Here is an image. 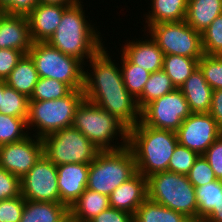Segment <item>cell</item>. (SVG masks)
<instances>
[{
    "label": "cell",
    "mask_w": 222,
    "mask_h": 222,
    "mask_svg": "<svg viewBox=\"0 0 222 222\" xmlns=\"http://www.w3.org/2000/svg\"><path fill=\"white\" fill-rule=\"evenodd\" d=\"M198 156L197 152L178 143L169 160L168 171L187 175Z\"/></svg>",
    "instance_id": "obj_37"
},
{
    "label": "cell",
    "mask_w": 222,
    "mask_h": 222,
    "mask_svg": "<svg viewBox=\"0 0 222 222\" xmlns=\"http://www.w3.org/2000/svg\"><path fill=\"white\" fill-rule=\"evenodd\" d=\"M147 199V178L137 172L109 195L110 207L134 216L138 207Z\"/></svg>",
    "instance_id": "obj_18"
},
{
    "label": "cell",
    "mask_w": 222,
    "mask_h": 222,
    "mask_svg": "<svg viewBox=\"0 0 222 222\" xmlns=\"http://www.w3.org/2000/svg\"><path fill=\"white\" fill-rule=\"evenodd\" d=\"M201 38L204 54L222 56V14L202 31Z\"/></svg>",
    "instance_id": "obj_35"
},
{
    "label": "cell",
    "mask_w": 222,
    "mask_h": 222,
    "mask_svg": "<svg viewBox=\"0 0 222 222\" xmlns=\"http://www.w3.org/2000/svg\"><path fill=\"white\" fill-rule=\"evenodd\" d=\"M136 173L135 159L128 146L100 151L89 164L86 188L109 196Z\"/></svg>",
    "instance_id": "obj_4"
},
{
    "label": "cell",
    "mask_w": 222,
    "mask_h": 222,
    "mask_svg": "<svg viewBox=\"0 0 222 222\" xmlns=\"http://www.w3.org/2000/svg\"><path fill=\"white\" fill-rule=\"evenodd\" d=\"M81 3L83 2L78 0L63 12L60 24L47 42L84 64V59H91L105 45L101 33L86 20Z\"/></svg>",
    "instance_id": "obj_1"
},
{
    "label": "cell",
    "mask_w": 222,
    "mask_h": 222,
    "mask_svg": "<svg viewBox=\"0 0 222 222\" xmlns=\"http://www.w3.org/2000/svg\"><path fill=\"white\" fill-rule=\"evenodd\" d=\"M180 90L186 98L192 113H209L213 89L205 80L199 67L184 82Z\"/></svg>",
    "instance_id": "obj_21"
},
{
    "label": "cell",
    "mask_w": 222,
    "mask_h": 222,
    "mask_svg": "<svg viewBox=\"0 0 222 222\" xmlns=\"http://www.w3.org/2000/svg\"><path fill=\"white\" fill-rule=\"evenodd\" d=\"M202 222H222V191L217 207H214L212 212Z\"/></svg>",
    "instance_id": "obj_46"
},
{
    "label": "cell",
    "mask_w": 222,
    "mask_h": 222,
    "mask_svg": "<svg viewBox=\"0 0 222 222\" xmlns=\"http://www.w3.org/2000/svg\"><path fill=\"white\" fill-rule=\"evenodd\" d=\"M29 135L27 120L0 113V146L18 142Z\"/></svg>",
    "instance_id": "obj_34"
},
{
    "label": "cell",
    "mask_w": 222,
    "mask_h": 222,
    "mask_svg": "<svg viewBox=\"0 0 222 222\" xmlns=\"http://www.w3.org/2000/svg\"><path fill=\"white\" fill-rule=\"evenodd\" d=\"M221 191L222 180L218 179L195 188L198 205L197 220L203 221L212 212L213 208L217 207Z\"/></svg>",
    "instance_id": "obj_31"
},
{
    "label": "cell",
    "mask_w": 222,
    "mask_h": 222,
    "mask_svg": "<svg viewBox=\"0 0 222 222\" xmlns=\"http://www.w3.org/2000/svg\"><path fill=\"white\" fill-rule=\"evenodd\" d=\"M42 155V138L30 133L18 142L0 146V166L21 179Z\"/></svg>",
    "instance_id": "obj_14"
},
{
    "label": "cell",
    "mask_w": 222,
    "mask_h": 222,
    "mask_svg": "<svg viewBox=\"0 0 222 222\" xmlns=\"http://www.w3.org/2000/svg\"><path fill=\"white\" fill-rule=\"evenodd\" d=\"M106 47H103L89 62L90 71H84L83 91H104L112 89H126L119 63L113 62ZM119 68V69H118Z\"/></svg>",
    "instance_id": "obj_15"
},
{
    "label": "cell",
    "mask_w": 222,
    "mask_h": 222,
    "mask_svg": "<svg viewBox=\"0 0 222 222\" xmlns=\"http://www.w3.org/2000/svg\"><path fill=\"white\" fill-rule=\"evenodd\" d=\"M146 31L164 55L188 58H201L204 55L201 33L195 31L185 20L150 25Z\"/></svg>",
    "instance_id": "obj_9"
},
{
    "label": "cell",
    "mask_w": 222,
    "mask_h": 222,
    "mask_svg": "<svg viewBox=\"0 0 222 222\" xmlns=\"http://www.w3.org/2000/svg\"><path fill=\"white\" fill-rule=\"evenodd\" d=\"M39 0H0V6L7 11V14L27 15Z\"/></svg>",
    "instance_id": "obj_43"
},
{
    "label": "cell",
    "mask_w": 222,
    "mask_h": 222,
    "mask_svg": "<svg viewBox=\"0 0 222 222\" xmlns=\"http://www.w3.org/2000/svg\"><path fill=\"white\" fill-rule=\"evenodd\" d=\"M72 126L87 137L100 151L118 150L128 146V128L115 116L85 98L76 108ZM115 136L122 139L121 145L118 142L119 146L112 144Z\"/></svg>",
    "instance_id": "obj_3"
},
{
    "label": "cell",
    "mask_w": 222,
    "mask_h": 222,
    "mask_svg": "<svg viewBox=\"0 0 222 222\" xmlns=\"http://www.w3.org/2000/svg\"><path fill=\"white\" fill-rule=\"evenodd\" d=\"M189 222H202V221H199V220H190Z\"/></svg>",
    "instance_id": "obj_51"
},
{
    "label": "cell",
    "mask_w": 222,
    "mask_h": 222,
    "mask_svg": "<svg viewBox=\"0 0 222 222\" xmlns=\"http://www.w3.org/2000/svg\"><path fill=\"white\" fill-rule=\"evenodd\" d=\"M176 133L179 144L203 155L222 129L209 113H191Z\"/></svg>",
    "instance_id": "obj_12"
},
{
    "label": "cell",
    "mask_w": 222,
    "mask_h": 222,
    "mask_svg": "<svg viewBox=\"0 0 222 222\" xmlns=\"http://www.w3.org/2000/svg\"><path fill=\"white\" fill-rule=\"evenodd\" d=\"M200 58L179 55H164L163 71L176 89H180L189 76L198 68Z\"/></svg>",
    "instance_id": "obj_28"
},
{
    "label": "cell",
    "mask_w": 222,
    "mask_h": 222,
    "mask_svg": "<svg viewBox=\"0 0 222 222\" xmlns=\"http://www.w3.org/2000/svg\"><path fill=\"white\" fill-rule=\"evenodd\" d=\"M177 144L175 131L152 128L141 121L128 129V147L133 153L137 172L146 178L168 171Z\"/></svg>",
    "instance_id": "obj_2"
},
{
    "label": "cell",
    "mask_w": 222,
    "mask_h": 222,
    "mask_svg": "<svg viewBox=\"0 0 222 222\" xmlns=\"http://www.w3.org/2000/svg\"><path fill=\"white\" fill-rule=\"evenodd\" d=\"M83 99V90H73L66 97L56 100L29 101L28 131L33 127V136L44 138L60 129L71 127L76 108Z\"/></svg>",
    "instance_id": "obj_6"
},
{
    "label": "cell",
    "mask_w": 222,
    "mask_h": 222,
    "mask_svg": "<svg viewBox=\"0 0 222 222\" xmlns=\"http://www.w3.org/2000/svg\"><path fill=\"white\" fill-rule=\"evenodd\" d=\"M25 206L21 194L15 198L0 201V222H20Z\"/></svg>",
    "instance_id": "obj_39"
},
{
    "label": "cell",
    "mask_w": 222,
    "mask_h": 222,
    "mask_svg": "<svg viewBox=\"0 0 222 222\" xmlns=\"http://www.w3.org/2000/svg\"><path fill=\"white\" fill-rule=\"evenodd\" d=\"M21 194L20 179L0 166V201Z\"/></svg>",
    "instance_id": "obj_40"
},
{
    "label": "cell",
    "mask_w": 222,
    "mask_h": 222,
    "mask_svg": "<svg viewBox=\"0 0 222 222\" xmlns=\"http://www.w3.org/2000/svg\"><path fill=\"white\" fill-rule=\"evenodd\" d=\"M6 82L3 80H0V107H1V95H3V88L6 86Z\"/></svg>",
    "instance_id": "obj_48"
},
{
    "label": "cell",
    "mask_w": 222,
    "mask_h": 222,
    "mask_svg": "<svg viewBox=\"0 0 222 222\" xmlns=\"http://www.w3.org/2000/svg\"><path fill=\"white\" fill-rule=\"evenodd\" d=\"M147 198L197 220L195 187L187 175L164 171L147 177Z\"/></svg>",
    "instance_id": "obj_5"
},
{
    "label": "cell",
    "mask_w": 222,
    "mask_h": 222,
    "mask_svg": "<svg viewBox=\"0 0 222 222\" xmlns=\"http://www.w3.org/2000/svg\"><path fill=\"white\" fill-rule=\"evenodd\" d=\"M187 177L195 188L216 180L213 169L210 167L203 155H199L195 160V163L187 174Z\"/></svg>",
    "instance_id": "obj_38"
},
{
    "label": "cell",
    "mask_w": 222,
    "mask_h": 222,
    "mask_svg": "<svg viewBox=\"0 0 222 222\" xmlns=\"http://www.w3.org/2000/svg\"><path fill=\"white\" fill-rule=\"evenodd\" d=\"M203 156L213 169L216 179L222 180V134L208 147Z\"/></svg>",
    "instance_id": "obj_41"
},
{
    "label": "cell",
    "mask_w": 222,
    "mask_h": 222,
    "mask_svg": "<svg viewBox=\"0 0 222 222\" xmlns=\"http://www.w3.org/2000/svg\"><path fill=\"white\" fill-rule=\"evenodd\" d=\"M120 54L122 61L120 68L125 88L137 99L142 94L151 73L131 63L122 53Z\"/></svg>",
    "instance_id": "obj_30"
},
{
    "label": "cell",
    "mask_w": 222,
    "mask_h": 222,
    "mask_svg": "<svg viewBox=\"0 0 222 222\" xmlns=\"http://www.w3.org/2000/svg\"><path fill=\"white\" fill-rule=\"evenodd\" d=\"M65 222H75L71 217H69Z\"/></svg>",
    "instance_id": "obj_50"
},
{
    "label": "cell",
    "mask_w": 222,
    "mask_h": 222,
    "mask_svg": "<svg viewBox=\"0 0 222 222\" xmlns=\"http://www.w3.org/2000/svg\"><path fill=\"white\" fill-rule=\"evenodd\" d=\"M28 54L39 77L60 81L73 90H83L85 64L77 58L65 55L48 42H33Z\"/></svg>",
    "instance_id": "obj_7"
},
{
    "label": "cell",
    "mask_w": 222,
    "mask_h": 222,
    "mask_svg": "<svg viewBox=\"0 0 222 222\" xmlns=\"http://www.w3.org/2000/svg\"><path fill=\"white\" fill-rule=\"evenodd\" d=\"M191 113L182 91L175 89L148 103L141 110V122L152 128L176 132Z\"/></svg>",
    "instance_id": "obj_10"
},
{
    "label": "cell",
    "mask_w": 222,
    "mask_h": 222,
    "mask_svg": "<svg viewBox=\"0 0 222 222\" xmlns=\"http://www.w3.org/2000/svg\"><path fill=\"white\" fill-rule=\"evenodd\" d=\"M77 1L78 0H39V3L71 6L74 5Z\"/></svg>",
    "instance_id": "obj_47"
},
{
    "label": "cell",
    "mask_w": 222,
    "mask_h": 222,
    "mask_svg": "<svg viewBox=\"0 0 222 222\" xmlns=\"http://www.w3.org/2000/svg\"><path fill=\"white\" fill-rule=\"evenodd\" d=\"M20 187L25 200L62 203L57 184V166L44 154L20 179Z\"/></svg>",
    "instance_id": "obj_11"
},
{
    "label": "cell",
    "mask_w": 222,
    "mask_h": 222,
    "mask_svg": "<svg viewBox=\"0 0 222 222\" xmlns=\"http://www.w3.org/2000/svg\"><path fill=\"white\" fill-rule=\"evenodd\" d=\"M198 67L213 90L222 89V56L204 54L198 60Z\"/></svg>",
    "instance_id": "obj_36"
},
{
    "label": "cell",
    "mask_w": 222,
    "mask_h": 222,
    "mask_svg": "<svg viewBox=\"0 0 222 222\" xmlns=\"http://www.w3.org/2000/svg\"><path fill=\"white\" fill-rule=\"evenodd\" d=\"M175 89L171 79L163 70L151 73L142 94L136 99L139 109L142 110L151 101H154Z\"/></svg>",
    "instance_id": "obj_29"
},
{
    "label": "cell",
    "mask_w": 222,
    "mask_h": 222,
    "mask_svg": "<svg viewBox=\"0 0 222 222\" xmlns=\"http://www.w3.org/2000/svg\"><path fill=\"white\" fill-rule=\"evenodd\" d=\"M89 164L68 163L57 166V184L60 201L70 206L87 186Z\"/></svg>",
    "instance_id": "obj_17"
},
{
    "label": "cell",
    "mask_w": 222,
    "mask_h": 222,
    "mask_svg": "<svg viewBox=\"0 0 222 222\" xmlns=\"http://www.w3.org/2000/svg\"><path fill=\"white\" fill-rule=\"evenodd\" d=\"M222 14V0H188L185 22L202 33Z\"/></svg>",
    "instance_id": "obj_24"
},
{
    "label": "cell",
    "mask_w": 222,
    "mask_h": 222,
    "mask_svg": "<svg viewBox=\"0 0 222 222\" xmlns=\"http://www.w3.org/2000/svg\"><path fill=\"white\" fill-rule=\"evenodd\" d=\"M151 11L145 16L147 25H155L163 22H179L186 18L188 0H151ZM147 26V27H146Z\"/></svg>",
    "instance_id": "obj_26"
},
{
    "label": "cell",
    "mask_w": 222,
    "mask_h": 222,
    "mask_svg": "<svg viewBox=\"0 0 222 222\" xmlns=\"http://www.w3.org/2000/svg\"><path fill=\"white\" fill-rule=\"evenodd\" d=\"M0 113L17 118L28 119L29 98L6 85L1 95Z\"/></svg>",
    "instance_id": "obj_32"
},
{
    "label": "cell",
    "mask_w": 222,
    "mask_h": 222,
    "mask_svg": "<svg viewBox=\"0 0 222 222\" xmlns=\"http://www.w3.org/2000/svg\"><path fill=\"white\" fill-rule=\"evenodd\" d=\"M89 222H133V215L128 212L109 207L92 218Z\"/></svg>",
    "instance_id": "obj_44"
},
{
    "label": "cell",
    "mask_w": 222,
    "mask_h": 222,
    "mask_svg": "<svg viewBox=\"0 0 222 222\" xmlns=\"http://www.w3.org/2000/svg\"><path fill=\"white\" fill-rule=\"evenodd\" d=\"M84 98L115 116L128 129L141 121V110L127 89L83 91Z\"/></svg>",
    "instance_id": "obj_13"
},
{
    "label": "cell",
    "mask_w": 222,
    "mask_h": 222,
    "mask_svg": "<svg viewBox=\"0 0 222 222\" xmlns=\"http://www.w3.org/2000/svg\"><path fill=\"white\" fill-rule=\"evenodd\" d=\"M69 6L38 3L28 14L30 36L33 42H47L60 24L63 12Z\"/></svg>",
    "instance_id": "obj_16"
},
{
    "label": "cell",
    "mask_w": 222,
    "mask_h": 222,
    "mask_svg": "<svg viewBox=\"0 0 222 222\" xmlns=\"http://www.w3.org/2000/svg\"><path fill=\"white\" fill-rule=\"evenodd\" d=\"M72 91L73 89L65 83L52 78L39 77L29 101L56 100L66 97Z\"/></svg>",
    "instance_id": "obj_33"
},
{
    "label": "cell",
    "mask_w": 222,
    "mask_h": 222,
    "mask_svg": "<svg viewBox=\"0 0 222 222\" xmlns=\"http://www.w3.org/2000/svg\"><path fill=\"white\" fill-rule=\"evenodd\" d=\"M184 214L147 198L136 210L133 222H189Z\"/></svg>",
    "instance_id": "obj_27"
},
{
    "label": "cell",
    "mask_w": 222,
    "mask_h": 222,
    "mask_svg": "<svg viewBox=\"0 0 222 222\" xmlns=\"http://www.w3.org/2000/svg\"><path fill=\"white\" fill-rule=\"evenodd\" d=\"M43 154L56 166L68 163L90 164L100 150L73 126L42 138Z\"/></svg>",
    "instance_id": "obj_8"
},
{
    "label": "cell",
    "mask_w": 222,
    "mask_h": 222,
    "mask_svg": "<svg viewBox=\"0 0 222 222\" xmlns=\"http://www.w3.org/2000/svg\"><path fill=\"white\" fill-rule=\"evenodd\" d=\"M6 14H7V11L0 6V22Z\"/></svg>",
    "instance_id": "obj_49"
},
{
    "label": "cell",
    "mask_w": 222,
    "mask_h": 222,
    "mask_svg": "<svg viewBox=\"0 0 222 222\" xmlns=\"http://www.w3.org/2000/svg\"><path fill=\"white\" fill-rule=\"evenodd\" d=\"M24 53L16 49H0V80L5 81Z\"/></svg>",
    "instance_id": "obj_42"
},
{
    "label": "cell",
    "mask_w": 222,
    "mask_h": 222,
    "mask_svg": "<svg viewBox=\"0 0 222 222\" xmlns=\"http://www.w3.org/2000/svg\"><path fill=\"white\" fill-rule=\"evenodd\" d=\"M141 39L126 42L120 52L131 63L150 73L163 70L164 53L162 50L152 38Z\"/></svg>",
    "instance_id": "obj_20"
},
{
    "label": "cell",
    "mask_w": 222,
    "mask_h": 222,
    "mask_svg": "<svg viewBox=\"0 0 222 222\" xmlns=\"http://www.w3.org/2000/svg\"><path fill=\"white\" fill-rule=\"evenodd\" d=\"M32 43L27 15L6 14L0 22V49L28 54Z\"/></svg>",
    "instance_id": "obj_19"
},
{
    "label": "cell",
    "mask_w": 222,
    "mask_h": 222,
    "mask_svg": "<svg viewBox=\"0 0 222 222\" xmlns=\"http://www.w3.org/2000/svg\"><path fill=\"white\" fill-rule=\"evenodd\" d=\"M109 207V196L86 188L70 206L69 212L75 222H89Z\"/></svg>",
    "instance_id": "obj_23"
},
{
    "label": "cell",
    "mask_w": 222,
    "mask_h": 222,
    "mask_svg": "<svg viewBox=\"0 0 222 222\" xmlns=\"http://www.w3.org/2000/svg\"><path fill=\"white\" fill-rule=\"evenodd\" d=\"M69 217L64 203L25 200L20 222H65Z\"/></svg>",
    "instance_id": "obj_22"
},
{
    "label": "cell",
    "mask_w": 222,
    "mask_h": 222,
    "mask_svg": "<svg viewBox=\"0 0 222 222\" xmlns=\"http://www.w3.org/2000/svg\"><path fill=\"white\" fill-rule=\"evenodd\" d=\"M209 114L222 129V89L213 90L212 103Z\"/></svg>",
    "instance_id": "obj_45"
},
{
    "label": "cell",
    "mask_w": 222,
    "mask_h": 222,
    "mask_svg": "<svg viewBox=\"0 0 222 222\" xmlns=\"http://www.w3.org/2000/svg\"><path fill=\"white\" fill-rule=\"evenodd\" d=\"M38 79L39 75L33 59L29 54H24L5 82L18 93L30 98Z\"/></svg>",
    "instance_id": "obj_25"
}]
</instances>
